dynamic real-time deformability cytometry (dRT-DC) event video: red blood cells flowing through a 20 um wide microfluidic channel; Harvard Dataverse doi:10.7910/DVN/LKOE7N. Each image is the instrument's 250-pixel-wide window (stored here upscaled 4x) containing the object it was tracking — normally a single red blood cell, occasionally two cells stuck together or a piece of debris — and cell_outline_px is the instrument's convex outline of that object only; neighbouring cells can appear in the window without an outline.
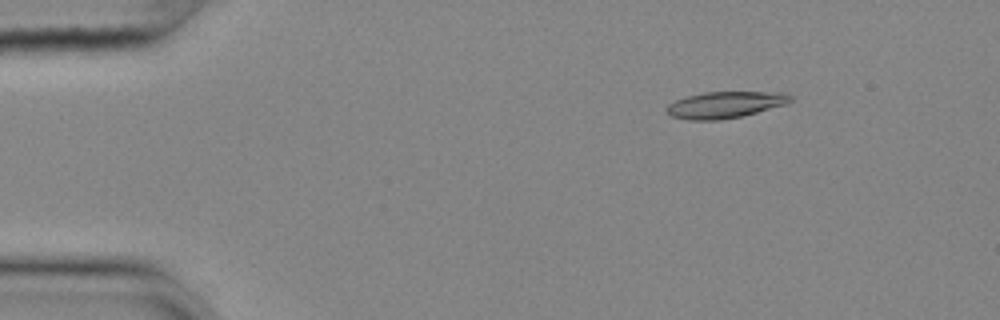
{"species": "common noctule bat (a hibernating species)", "species_latin": "Nyctalus noctula", "temperature_condition": "cold", "stored_images_in_passage": 52, "camera_frame_rate_fps": 3000, "um_per_image_px": 0.085, "animal": {"sex": "female", "body_mass_g": 25.1}, "frame": {"image": 1, "passage_image": 5, "time_ms": 1.333, "image_size_px": [1000, 320], "cell_outline_px": [[792, 100], [788, 104], [740, 116], [720, 120], [688, 120], [672, 116], [664, 112], [664, 108], [668, 104], [676, 100], [688, 96], [704, 92], [780, 92], [792, 96]], "centroid_in_image_um": [61.6, 8.91], "position_along_channel_um": 23.4, "area_um2": 19.13}}
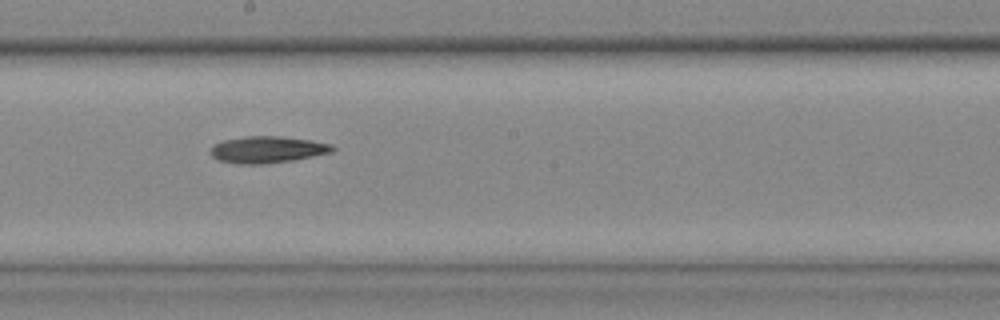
{"frame": {"image": 2, "passage_image": 28, "time_ms": 9.0, "image_size_px": [1000, 320], "cell_outline_px": [[336, 148], [332, 152], [296, 160], [264, 164], [236, 164], [216, 160], [212, 156], [212, 144], [224, 140], [244, 136], [280, 136], [312, 140], [332, 144]], "centroid_in_image_um": [22.74, 12.72], "position_along_channel_um": 225.5, "area_um2": 19.25}}
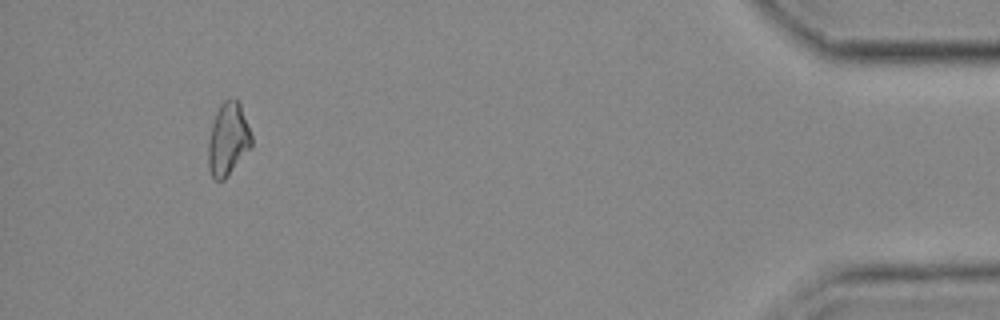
{"frame": {"image": 3, "passage_image": 49, "time_ms": 16.0, "image_size_px": [1000, 320], "cell_outline_px": [[252, 148], [224, 180], [216, 180], [212, 176], [208, 168], [208, 140], [212, 124], [216, 112], [220, 104], [224, 100], [236, 100], [240, 104], [252, 136]], "centroid_in_image_um": [19.38, 11.87], "position_along_channel_um": 415.8, "area_um2": 18.38}}